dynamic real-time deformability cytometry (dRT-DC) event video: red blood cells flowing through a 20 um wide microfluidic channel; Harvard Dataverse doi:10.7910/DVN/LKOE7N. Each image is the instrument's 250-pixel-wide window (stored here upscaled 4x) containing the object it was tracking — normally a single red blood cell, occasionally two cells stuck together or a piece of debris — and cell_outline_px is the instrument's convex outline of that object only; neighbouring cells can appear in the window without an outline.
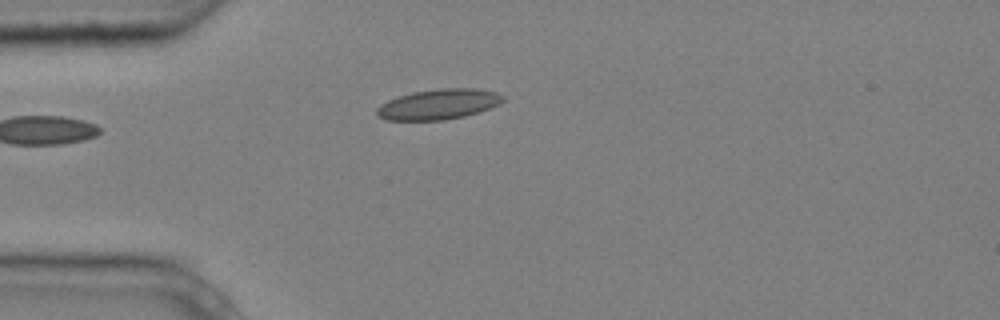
{"species": "common noctule bat (a hibernating species)", "species_latin": "Nyctalus noctula", "temperature_condition": "cold", "stored_images_in_passage": 2, "camera_frame_rate_fps": 3000, "um_per_image_px": 0.085, "animal": {"sex": "male", "body_mass_g": 20.4}, "frame": {"image": 1, "passage_image": 2, "time_ms": 0.333, "image_size_px": [1000, 320], "cell_outline_px": [[504, 100], [500, 104], [480, 112], [464, 116], [444, 120], [388, 120], [376, 116], [376, 108], [380, 104], [388, 100], [412, 92], [440, 88], [476, 88], [496, 92], [504, 96]], "centroid_in_image_um": [37.29, 8.86], "position_along_channel_um": 47.7, "area_um2": 22.43}}